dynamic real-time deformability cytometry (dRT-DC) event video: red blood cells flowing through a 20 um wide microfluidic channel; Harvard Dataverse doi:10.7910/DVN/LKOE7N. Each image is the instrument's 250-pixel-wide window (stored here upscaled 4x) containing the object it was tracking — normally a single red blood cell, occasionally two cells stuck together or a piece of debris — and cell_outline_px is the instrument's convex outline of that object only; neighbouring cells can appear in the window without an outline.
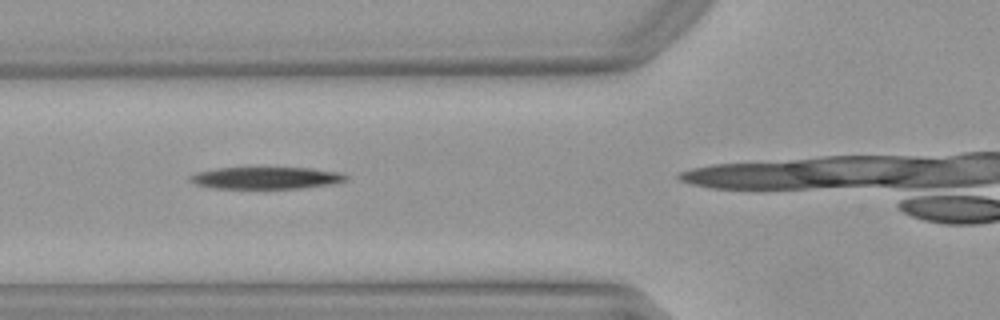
{"species": "Egyptian fruit bat (a non-hibernating species)", "species_latin": "Rousettus aegyptiacus", "temperature_condition": "warm", "stored_images_in_passage": 26, "camera_frame_rate_fps": 3000, "um_per_image_px": 0.085, "animal": {"sex": "female"}, "frame": {"image": 1, "passage_image": 5, "time_ms": 1.333, "image_size_px": [1000, 320], "cell_outline_px": [[348, 180], [328, 184], [300, 188], [212, 188], [196, 184], [188, 180], [188, 176], [200, 172], [216, 168], [312, 168], [340, 172], [348, 176]], "centroid_in_image_um": [22.61, 15.12], "position_along_channel_um": 103.2, "area_um2": 19.77}}
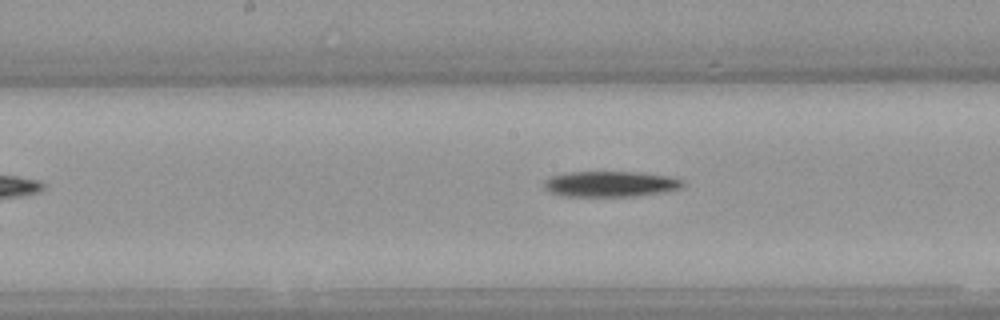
{"frame": {"image": 2, "passage_image": 12, "time_ms": 3.667, "image_size_px": [1000, 320], "cell_outline_px": [[684, 184], [680, 188], [660, 192], [632, 196], [568, 196], [552, 192], [544, 188], [544, 180], [552, 176], [568, 172], [640, 172], [672, 176], [684, 180]], "centroid_in_image_um": [51.91, 15.62], "position_along_channel_um": 196.3, "area_um2": 20.58}}